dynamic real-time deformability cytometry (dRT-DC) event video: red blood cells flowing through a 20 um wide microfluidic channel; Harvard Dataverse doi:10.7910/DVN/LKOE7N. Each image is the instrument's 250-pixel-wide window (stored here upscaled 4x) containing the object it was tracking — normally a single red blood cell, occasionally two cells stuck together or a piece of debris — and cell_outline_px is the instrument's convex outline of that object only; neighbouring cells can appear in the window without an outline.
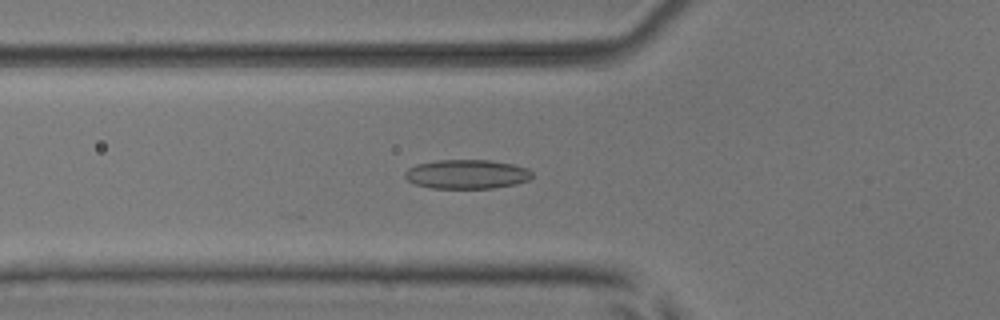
{"species": "common noctule bat (a hibernating species)", "species_latin": "Nyctalus noctula", "temperature_condition": "room temperature", "stored_images_in_passage": 43, "camera_frame_rate_fps": 3000, "um_per_image_px": 0.085, "animal": {"sex": "male", "body_mass_g": 17.9, "forearm_length_mm": 54.2}, "frame": {"image": 1, "passage_image": 18, "time_ms": 5.667, "image_size_px": [1000, 320], "cell_outline_px": [[532, 176], [528, 180], [516, 184], [492, 188], [432, 188], [416, 184], [408, 180], [404, 176], [404, 172], [408, 168], [416, 164], [436, 160], [488, 160], [512, 164], [528, 168], [532, 172]], "centroid_in_image_um": [39.67, 14.8], "position_along_channel_um": 86.1, "area_um2": 21.62}}
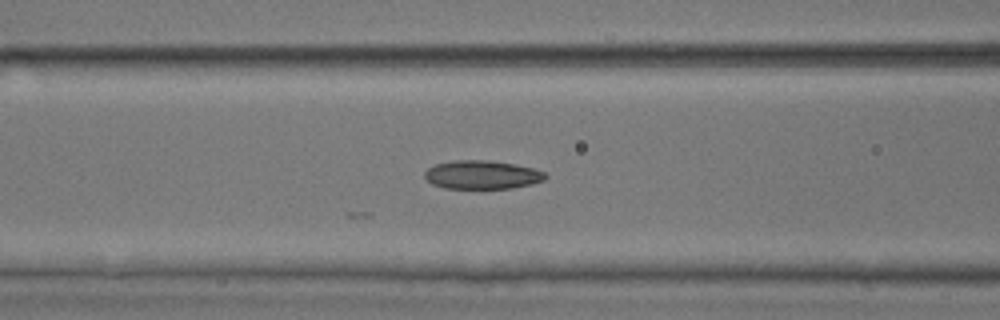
{"frame": {"image": 2, "passage_image": 21, "time_ms": 6.667, "image_size_px": [1000, 320], "cell_outline_px": [[548, 176], [544, 180], [532, 184], [512, 188], [444, 188], [432, 184], [424, 176], [424, 172], [428, 168], [436, 164], [452, 160], [488, 160], [512, 164], [532, 168], [544, 172]], "centroid_in_image_um": [40.96, 14.85], "position_along_channel_um": 125.6, "area_um2": 20.0}}
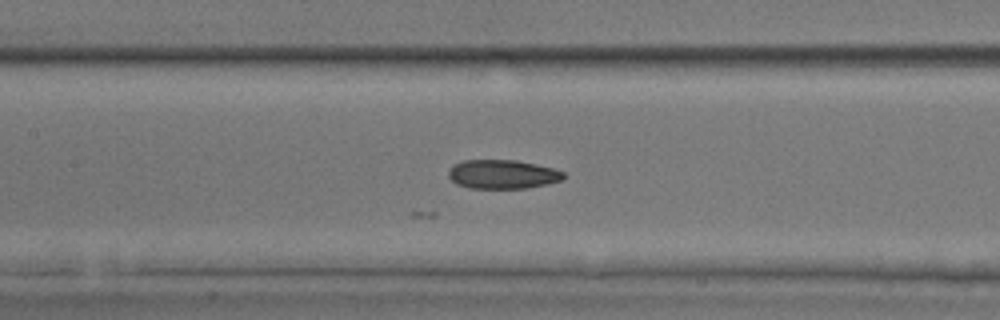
{"frame": {"image": 3, "passage_image": 24, "time_ms": 7.667, "image_size_px": [1000, 320], "cell_outline_px": [[568, 176], [564, 180], [548, 184], [528, 188], [468, 188], [456, 184], [448, 176], [448, 172], [452, 164], [464, 160], [516, 160], [536, 164], [552, 168], [564, 172]], "centroid_in_image_um": [42.74, 14.81], "position_along_channel_um": 164.7, "area_um2": 19.71}}